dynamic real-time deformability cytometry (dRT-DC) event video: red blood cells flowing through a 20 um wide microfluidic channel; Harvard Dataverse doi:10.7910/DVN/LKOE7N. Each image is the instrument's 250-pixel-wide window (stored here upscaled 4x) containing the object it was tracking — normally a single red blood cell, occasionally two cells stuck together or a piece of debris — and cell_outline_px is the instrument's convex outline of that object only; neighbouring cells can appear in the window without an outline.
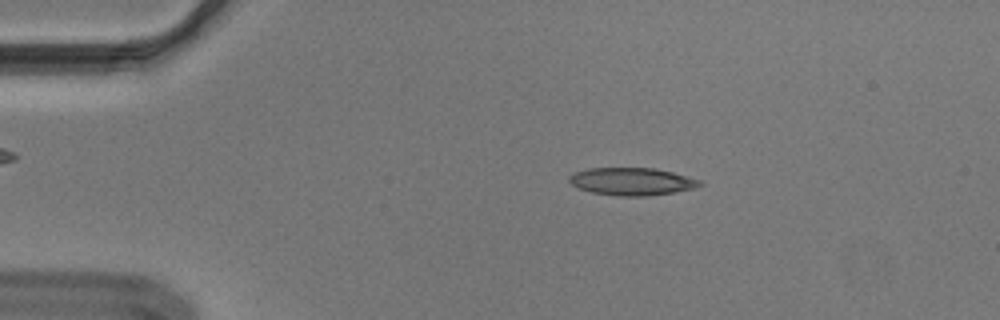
{"species": "Egyptian fruit bat (a non-hibernating species)", "species_latin": "Rousettus aegyptiacus", "temperature_condition": "cold", "stored_images_in_passage": 53, "camera_frame_rate_fps": 3000, "um_per_image_px": 0.085, "animal": {"sex": "male"}, "frame": {"image": 1, "passage_image": 9, "time_ms": 2.667, "image_size_px": [1000, 320], "cell_outline_px": [[704, 184], [692, 188], [676, 192], [648, 196], [620, 196], [592, 192], [576, 188], [568, 180], [568, 176], [576, 172], [588, 168], [656, 168], [672, 172], [700, 180]], "centroid_in_image_um": [53.69, 15.42], "position_along_channel_um": 31.3, "area_um2": 20.98}}
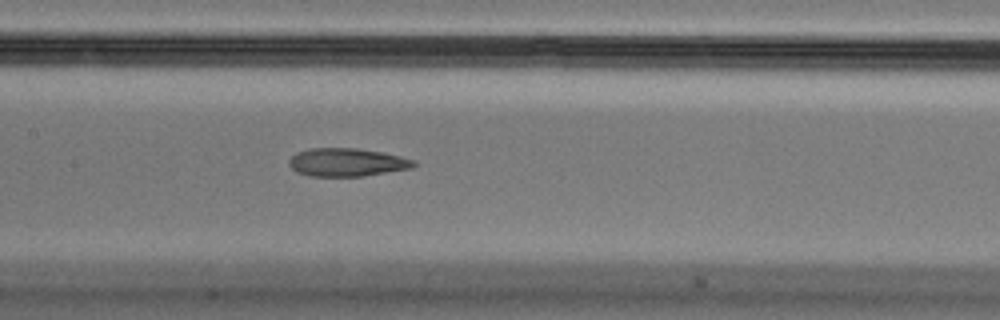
{"frame": {"image": 2, "passage_image": 25, "time_ms": 8.0, "image_size_px": [1000, 320], "cell_outline_px": [[416, 164], [412, 168], [360, 176], [308, 176], [296, 172], [288, 164], [288, 160], [296, 152], [312, 148], [356, 148], [380, 152], [400, 156], [416, 160]], "centroid_in_image_um": [29.46, 13.79], "position_along_channel_um": 177.9, "area_um2": 20.4}}
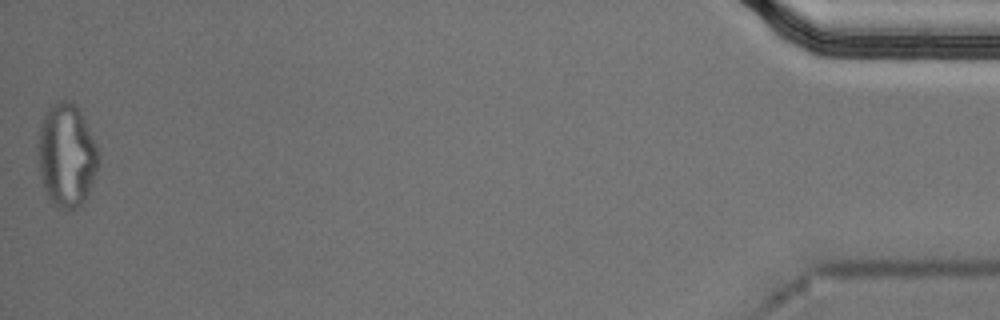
{"frame": {"image": 3, "passage_image": 53, "time_ms": 17.333, "image_size_px": [1000, 320], "cell_outline_px": [[100, 160], [88, 196], [84, 204], [68, 212], [56, 208], [48, 200], [44, 188], [40, 172], [36, 152], [36, 144], [40, 124], [48, 108], [52, 104], [60, 100], [72, 100], [76, 104], [84, 120], [100, 156]], "centroid_in_image_um": [5.63, 13.26], "position_along_channel_um": 429.6, "area_um2": 37.17}, "authors_computed_cell_mechanics": {"area_um2": 21.3282, "velocity_mm_per_s": 3.6715, "shape_relaxation_time_tau1_ms": null, "shape_relaxation_time_tau2_ms": 2.5686, "deformation_change_tau1": null, "deformation_change_tau2": 0.1129}}